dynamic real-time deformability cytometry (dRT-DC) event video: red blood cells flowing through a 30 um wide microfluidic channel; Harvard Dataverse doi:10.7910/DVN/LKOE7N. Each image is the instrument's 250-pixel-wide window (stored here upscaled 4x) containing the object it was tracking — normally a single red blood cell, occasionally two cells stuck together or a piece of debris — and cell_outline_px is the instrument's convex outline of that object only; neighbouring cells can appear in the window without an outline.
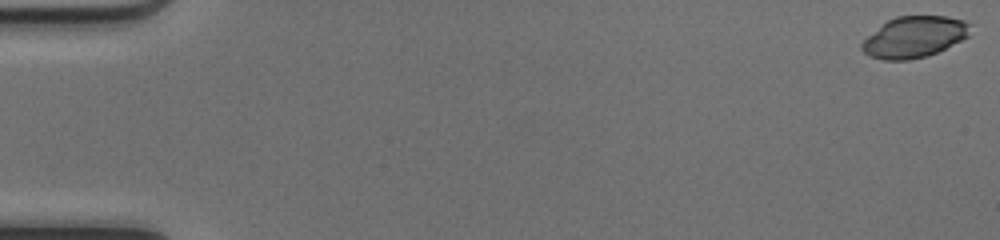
{"species": "common noctule bat (a hibernating species)", "species_latin": "Nyctalus noctula", "temperature_condition": "cold", "stored_images_in_passage": 50, "camera_frame_rate_fps": 3000, "um_per_image_px": 0.085, "animal": {"sex": "female", "body_mass_g": 17.0, "forearm_length_mm": 48.0}, "frame": {"image": 1, "passage_image": 1, "time_ms": 0.0, "image_size_px": [1000, 240], "cell_outline_px": [[972, 24], [968, 36], [936, 52], [924, 56], [908, 60], [884, 60], [872, 56], [864, 52], [860, 48], [860, 44], [868, 36], [888, 20], [896, 16], [948, 16], [964, 20]], "centroid_in_image_um": [77.72, 3.13], "position_along_channel_um": 7.3, "area_um2": 25.66}}